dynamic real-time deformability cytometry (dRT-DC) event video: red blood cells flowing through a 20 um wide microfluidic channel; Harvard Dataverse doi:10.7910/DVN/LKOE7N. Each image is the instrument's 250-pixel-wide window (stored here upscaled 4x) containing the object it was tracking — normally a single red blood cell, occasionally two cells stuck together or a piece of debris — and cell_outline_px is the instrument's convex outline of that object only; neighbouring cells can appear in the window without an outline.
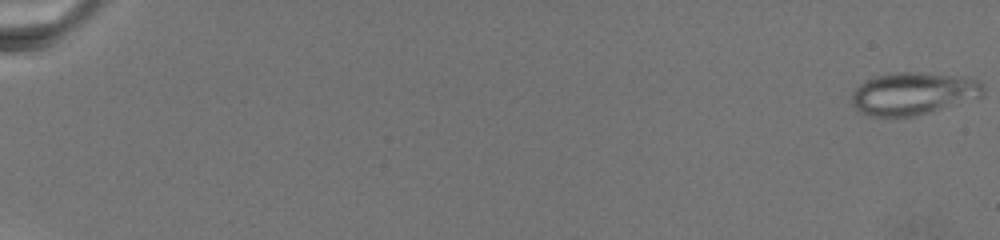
{"species": "common noctule bat (a hibernating species)", "species_latin": "Nyctalus noctula", "temperature_condition": "warm", "stored_images_in_passage": 19, "camera_frame_rate_fps": 3000, "um_per_image_px": 0.085, "animal": {"sex": "female", "body_mass_g": 19.5, "forearm_length_mm": 54.1}, "frame": {"image": 1, "passage_image": 1, "time_ms": 0.0, "image_size_px": [1000, 240], "cell_outline_px": [[984, 92], [980, 96], [932, 112], [916, 116], [876, 116], [864, 112], [856, 108], [852, 104], [852, 92], [860, 84], [876, 76], [896, 72], [920, 72], [972, 76], [980, 80], [984, 88]], "centroid_in_image_um": [77.69, 7.92], "position_along_channel_um": 7.3, "area_um2": 32.54}}
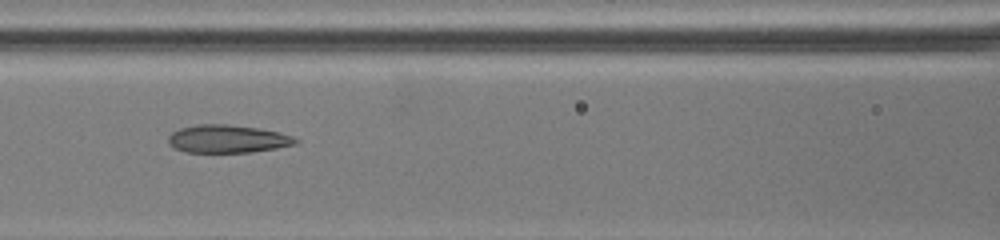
{"frame": {"image": 2, "passage_image": 15, "time_ms": 12.667, "image_size_px": [1000, 240], "cell_outline_px": [[300, 140], [296, 144], [276, 148], [252, 152], [184, 152], [172, 148], [168, 144], [168, 136], [172, 132], [180, 128], [200, 124], [228, 124], [260, 128], [280, 132], [292, 136]], "centroid_in_image_um": [19.33, 11.8], "position_along_channel_um": 147.3, "area_um2": 20.92}}
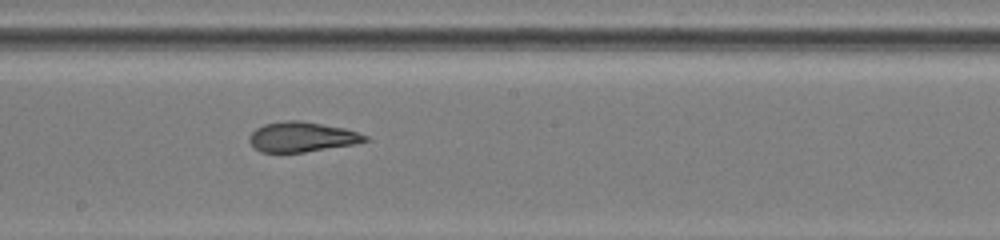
{"frame": {"image": 3, "passage_image": 18, "time_ms": 15.333, "image_size_px": [1000, 240], "cell_outline_px": [[368, 140], [352, 144], [304, 152], [260, 152], [248, 140], [248, 136], [256, 128], [264, 124], [288, 120], [300, 120], [344, 128], [368, 136]], "centroid_in_image_um": [25.62, 11.63], "position_along_channel_um": 222.6, "area_um2": 19.94}}